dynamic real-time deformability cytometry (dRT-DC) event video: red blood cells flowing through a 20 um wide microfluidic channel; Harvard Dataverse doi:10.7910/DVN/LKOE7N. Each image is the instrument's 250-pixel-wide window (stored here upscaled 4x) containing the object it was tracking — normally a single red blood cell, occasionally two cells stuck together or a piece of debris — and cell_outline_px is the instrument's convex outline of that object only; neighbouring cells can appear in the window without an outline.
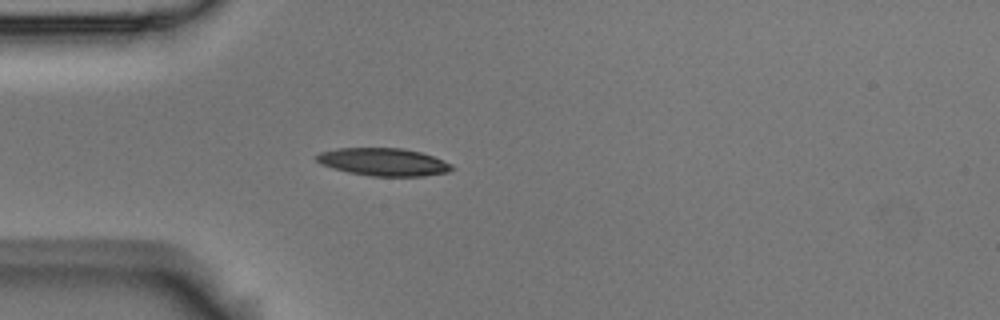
{"species": "Egyptian fruit bat (a non-hibernating species)", "species_latin": "Rousettus aegyptiacus", "temperature_condition": "room temperature", "stored_images_in_passage": 1, "camera_frame_rate_fps": 3000, "um_per_image_px": 0.085, "animal": {"sex": "male"}, "frame": {"image": 1, "passage_image": 1, "time_ms": 0.0, "image_size_px": [1000, 320], "cell_outline_px": [[456, 168], [448, 172], [424, 176], [372, 176], [348, 172], [332, 168], [320, 164], [316, 160], [316, 156], [320, 152], [336, 148], [400, 148], [420, 152], [444, 160], [452, 164]], "centroid_in_image_um": [32.6, 13.77], "position_along_channel_um": 52.4, "area_um2": 21.91}}